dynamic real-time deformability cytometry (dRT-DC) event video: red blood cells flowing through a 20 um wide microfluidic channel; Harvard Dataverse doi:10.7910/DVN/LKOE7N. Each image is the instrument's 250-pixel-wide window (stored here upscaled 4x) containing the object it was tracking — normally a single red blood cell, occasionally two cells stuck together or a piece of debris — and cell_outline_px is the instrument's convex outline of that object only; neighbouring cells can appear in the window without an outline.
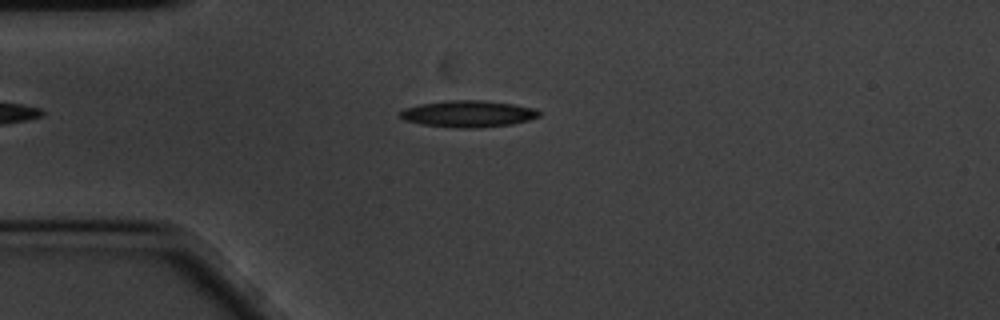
{"species": "common noctule bat (a hibernating species)", "species_latin": "Nyctalus noctula", "temperature_condition": "cold", "stored_images_in_passage": 49, "camera_frame_rate_fps": 3000, "um_per_image_px": 0.085, "animal": {"sex": "male", "body_mass_g": 20.1, "forearm_length_mm": 53.5}, "frame": {"image": 1, "passage_image": 10, "time_ms": 3.0, "image_size_px": [1000, 320], "cell_outline_px": [[540, 116], [528, 120], [512, 124], [472, 128], [460, 128], [420, 124], [404, 120], [396, 112], [404, 108], [420, 104], [448, 100], [484, 100], [512, 104], [536, 108], [540, 112]], "centroid_in_image_um": [39.76, 9.67], "position_along_channel_um": 45.2, "area_um2": 21.62}}
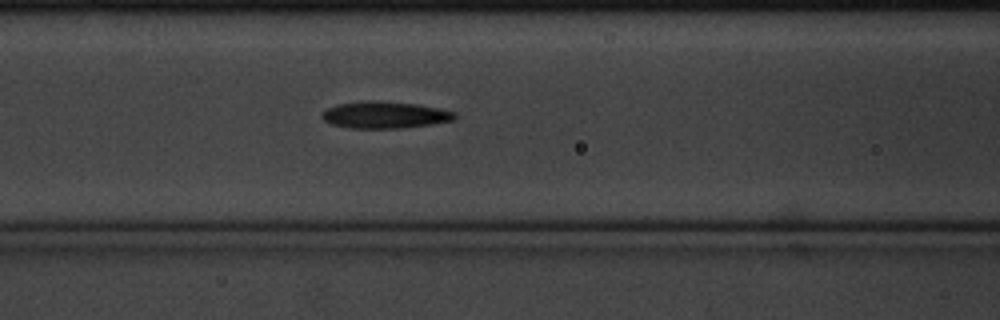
{"frame": {"image": 2, "passage_image": 19, "time_ms": 6.0, "image_size_px": [1000, 320], "cell_outline_px": [[456, 116], [452, 120], [432, 124], [400, 128], [348, 128], [332, 124], [324, 120], [320, 116], [320, 112], [336, 104], [360, 100], [376, 100], [416, 104], [440, 108], [456, 112]], "centroid_in_image_um": [32.66, 9.75], "position_along_channel_um": 133.9, "area_um2": 20.98}}
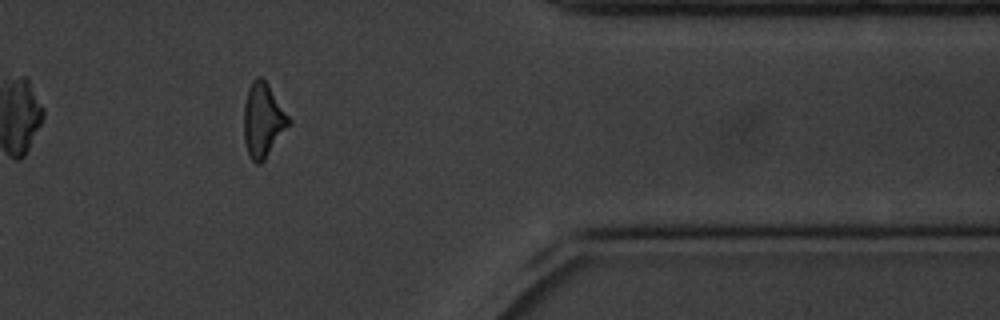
{"frame": {"image": 3, "passage_image": 43, "time_ms": 14.0, "image_size_px": [1000, 320], "cell_outline_px": [[292, 120], [264, 160], [260, 164], [256, 164], [252, 160], [248, 152], [244, 140], [244, 104], [248, 88], [252, 80], [256, 76], [260, 76], [268, 84]], "centroid_in_image_um": [22.34, 10.19], "position_along_channel_um": 389.1, "area_um2": 19.19}, "authors_computed_cell_mechanics": {"area_um2": 20.4612, "velocity_mm_per_s": 3.4559, "shape_relaxation_time_tau1_ms": 2.4918, "shape_relaxation_time_tau2_ms": 3.7152, "deformation_change_tau1": 0.1369, "deformation_change_tau2": 0.12}}